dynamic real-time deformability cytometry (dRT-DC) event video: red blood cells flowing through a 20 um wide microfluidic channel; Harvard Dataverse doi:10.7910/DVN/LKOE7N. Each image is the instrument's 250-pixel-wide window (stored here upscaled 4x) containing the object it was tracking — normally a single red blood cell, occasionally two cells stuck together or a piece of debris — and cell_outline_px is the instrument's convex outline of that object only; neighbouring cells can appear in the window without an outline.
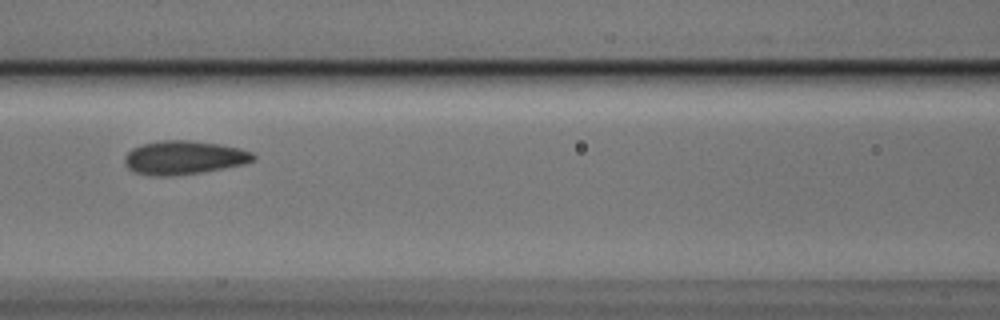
{"species": "Egyptian fruit bat (a non-hibernating species)", "species_latin": "Rousettus aegyptiacus", "temperature_condition": "cold", "stored_images_in_passage": 6, "camera_frame_rate_fps": 3000, "um_per_image_px": 0.085, "animal": {"sex": "male"}, "frame": {"image": 1, "passage_image": 5, "time_ms": 1.333, "image_size_px": [1000, 320], "cell_outline_px": [[256, 160], [244, 164], [224, 168], [200, 172], [168, 176], [152, 176], [136, 172], [128, 168], [124, 164], [124, 156], [132, 148], [144, 144], [164, 140], [188, 140], [220, 144], [240, 148], [252, 152], [256, 156]], "centroid_in_image_um": [15.65, 13.39], "position_along_channel_um": 151.0, "area_um2": 25.2}}
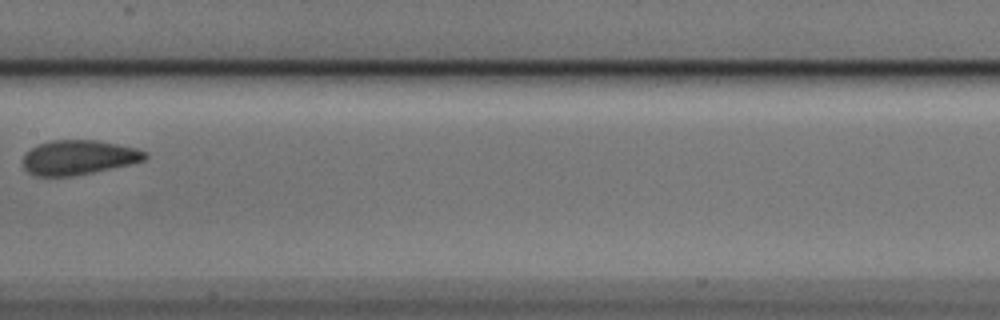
{"frame": {"image": 2, "passage_image": 6, "time_ms": 1.667, "image_size_px": [1000, 320], "cell_outline_px": [[148, 156], [144, 160], [132, 164], [92, 172], [68, 176], [36, 176], [28, 172], [24, 168], [24, 156], [32, 148], [40, 144], [52, 140], [96, 140], [136, 148], [148, 152]], "centroid_in_image_um": [6.71, 13.38], "position_along_channel_um": 200.7, "area_um2": 24.33}}